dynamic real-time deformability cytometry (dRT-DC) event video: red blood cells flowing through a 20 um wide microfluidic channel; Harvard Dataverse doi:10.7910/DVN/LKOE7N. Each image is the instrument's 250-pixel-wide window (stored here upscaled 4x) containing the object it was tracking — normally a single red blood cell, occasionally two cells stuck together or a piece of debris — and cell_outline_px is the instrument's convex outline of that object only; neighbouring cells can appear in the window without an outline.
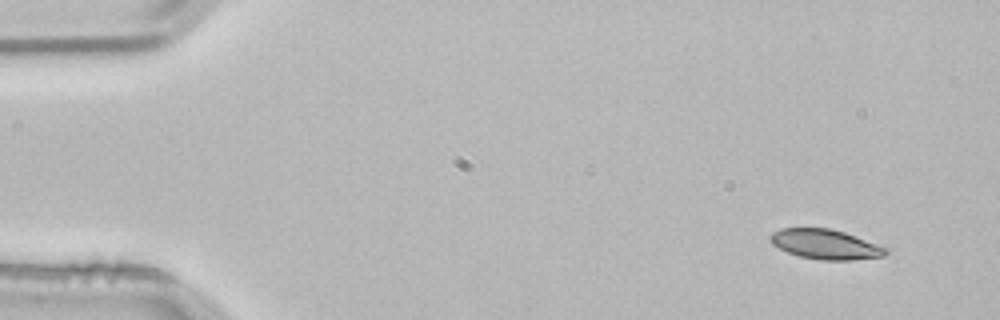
{"species": "common noctule bat (a hibernating species)", "species_latin": "Nyctalus noctula", "temperature_condition": "room temperature", "stored_images_in_passage": 3, "camera_frame_rate_fps": 3000, "um_per_image_px": 0.085, "animal": {"sex": "male", "body_mass_g": 21.5, "forearm_length_mm": 52.0}, "frame": {"image": 1, "passage_image": 1, "time_ms": 0.0, "image_size_px": [1000, 320], "cell_outline_px": [[888, 252], [884, 256], [852, 260], [820, 260], [800, 256], [788, 252], [772, 244], [768, 236], [772, 232], [780, 228], [832, 228], [844, 232], [888, 248]], "centroid_in_image_um": [70.15, 20.76], "position_along_channel_um": 14.9, "area_um2": 20.06}}